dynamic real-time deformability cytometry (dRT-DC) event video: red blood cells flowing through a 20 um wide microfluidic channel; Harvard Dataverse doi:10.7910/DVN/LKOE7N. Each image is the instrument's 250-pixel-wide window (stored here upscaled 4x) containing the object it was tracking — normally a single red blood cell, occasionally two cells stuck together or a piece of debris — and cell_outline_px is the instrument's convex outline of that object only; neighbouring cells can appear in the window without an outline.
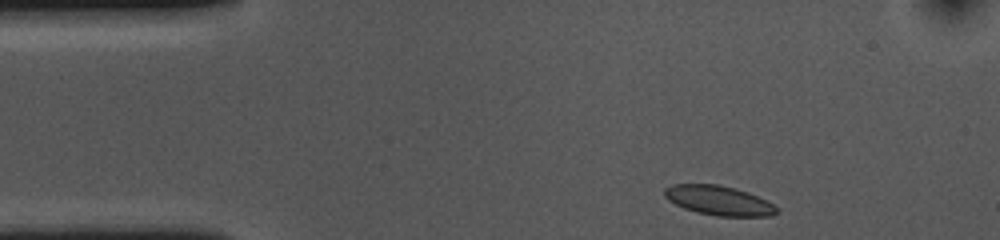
{"species": "common noctule bat (a hibernating species)", "species_latin": "Nyctalus noctula", "temperature_condition": "cold", "stored_images_in_passage": 39, "camera_frame_rate_fps": 3000, "um_per_image_px": 0.085, "animal": {"sex": "female", "body_mass_g": 10.0, "forearm_length_mm": 53.1}, "frame": {"image": 1, "passage_image": 1, "time_ms": 0.0, "image_size_px": [1000, 240], "cell_outline_px": [[780, 212], [772, 216], [716, 216], [696, 212], [684, 208], [668, 200], [664, 196], [664, 188], [672, 184], [716, 184], [748, 192], [772, 204]], "centroid_in_image_um": [61.06, 17.05], "position_along_channel_um": 23.9, "area_um2": 19.13}}
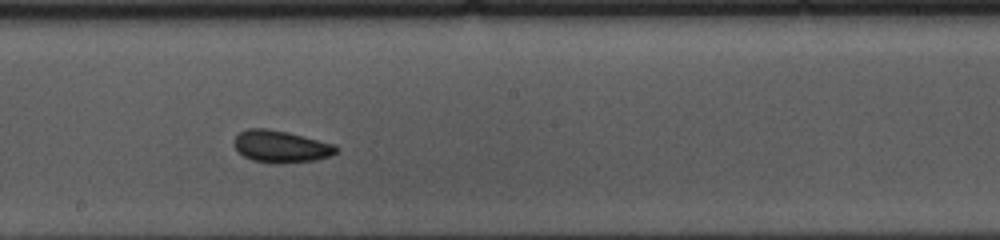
{"frame": {"image": 2, "passage_image": 22, "time_ms": 7.0, "image_size_px": [1000, 240], "cell_outline_px": [[340, 152], [332, 156], [316, 160], [284, 164], [276, 164], [252, 160], [244, 156], [232, 144], [232, 140], [240, 132], [248, 128], [268, 128], [288, 132], [336, 144], [340, 148]], "centroid_in_image_um": [23.93, 12.46], "position_along_channel_um": 224.3, "area_um2": 19.59}}
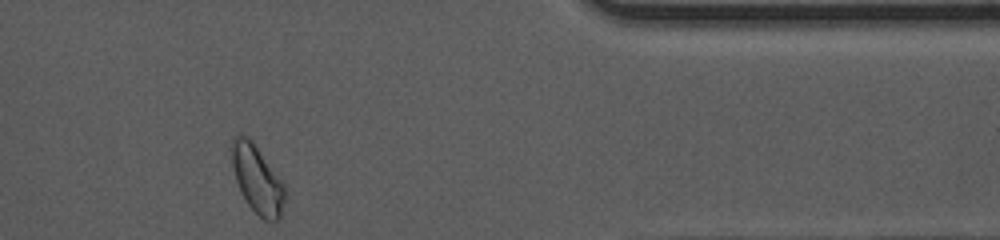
{"frame": {"image": 3, "passage_image": 38, "time_ms": 12.333, "image_size_px": [1000, 240], "cell_outline_px": [[284, 200], [280, 220], [264, 220], [248, 204], [236, 180], [228, 148], [232, 136], [236, 132], [240, 132], [248, 136], [252, 140], [280, 180], [284, 188]], "centroid_in_image_um": [21.79, 15.13], "position_along_channel_um": 389.6, "area_um2": 20.92}, "authors_computed_cell_mechanics": {"area_um2": 19.0162, "velocity_mm_per_s": 3.6264, "shape_relaxation_time_tau1_ms": 3.4652, "shape_relaxation_time_tau2_ms": 1.7626, "deformation_change_tau1": 0.0726, "deformation_change_tau2": 0.0645}}